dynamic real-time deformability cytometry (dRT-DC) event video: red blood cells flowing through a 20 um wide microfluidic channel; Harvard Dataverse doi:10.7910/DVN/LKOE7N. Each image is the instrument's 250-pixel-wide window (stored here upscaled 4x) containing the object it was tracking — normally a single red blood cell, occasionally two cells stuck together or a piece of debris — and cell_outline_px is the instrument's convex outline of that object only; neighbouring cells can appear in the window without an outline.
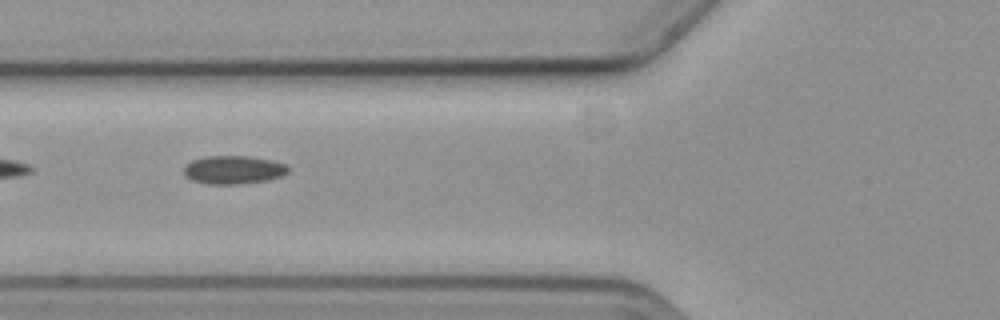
{"species": "common noctule bat (a hibernating species)", "species_latin": "Nyctalus noctula", "temperature_condition": "cold", "stored_images_in_passage": 13, "camera_frame_rate_fps": 3000, "um_per_image_px": 0.085, "animal": {"sex": "female", "body_mass_g": 19.3, "forearm_length_mm": 54.1}, "frame": {"image": 1, "passage_image": 4, "time_ms": 3.667, "image_size_px": [1000, 320], "cell_outline_px": [[288, 172], [280, 176], [268, 180], [236, 184], [208, 184], [192, 180], [184, 172], [184, 168], [192, 160], [204, 156], [248, 156], [272, 160], [288, 164]], "centroid_in_image_um": [19.87, 14.42], "position_along_channel_um": 105.9, "area_um2": 17.11}}
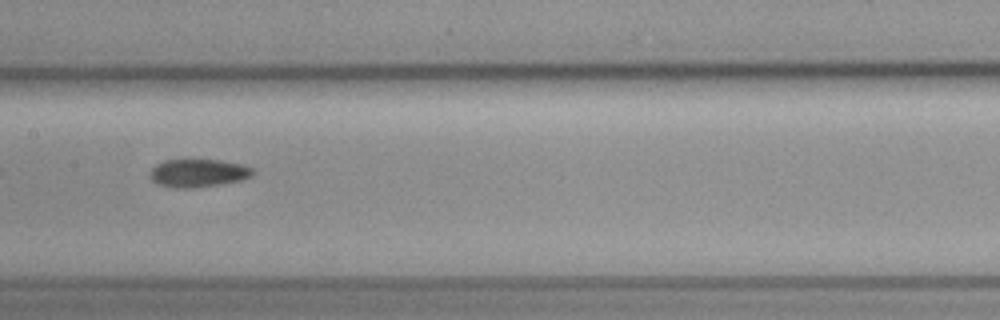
{"frame": {"image": 2, "passage_image": 6, "time_ms": 6.0, "image_size_px": [1000, 320], "cell_outline_px": [[252, 172], [248, 176], [240, 180], [220, 184], [192, 188], [176, 188], [160, 184], [152, 180], [148, 176], [148, 172], [156, 164], [164, 160], [220, 160], [240, 164], [252, 168]], "centroid_in_image_um": [16.76, 14.7], "position_along_channel_um": 190.6, "area_um2": 16.53}}
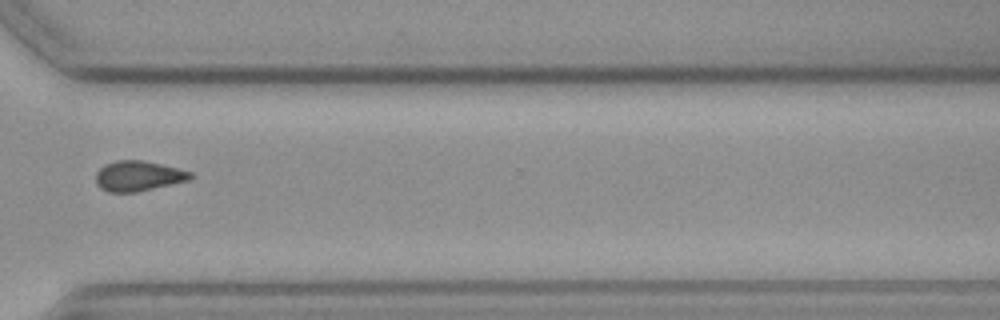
{"frame": {"image": 3, "passage_image": 10, "time_ms": 10.667, "image_size_px": [1000, 320], "cell_outline_px": [[196, 176], [188, 180], [136, 192], [108, 192], [100, 188], [96, 184], [96, 172], [104, 164], [116, 160], [144, 160], [192, 172]], "centroid_in_image_um": [11.73, 14.95], "position_along_channel_um": 358.9, "area_um2": 16.65}, "authors_computed_cell_mechanics": {"area_um2": 16.6464, "velocity_mm_per_s": 3.5976, "shape_relaxation_time_tau1_ms": 10.941, "shape_relaxation_time_tau2_ms": null, "deformation_change_tau1": 0.2162, "deformation_change_tau2": null}}